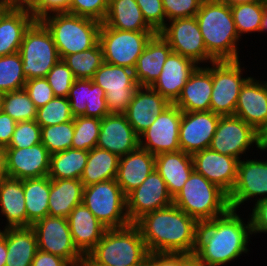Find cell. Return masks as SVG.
Returning <instances> with one entry per match:
<instances>
[{
  "mask_svg": "<svg viewBox=\"0 0 267 266\" xmlns=\"http://www.w3.org/2000/svg\"><path fill=\"white\" fill-rule=\"evenodd\" d=\"M237 210L229 209L214 219L200 222L193 256L208 266H222L250 250V216L244 222Z\"/></svg>",
  "mask_w": 267,
  "mask_h": 266,
  "instance_id": "6da1fadb",
  "label": "cell"
},
{
  "mask_svg": "<svg viewBox=\"0 0 267 266\" xmlns=\"http://www.w3.org/2000/svg\"><path fill=\"white\" fill-rule=\"evenodd\" d=\"M134 224L149 253L195 252L200 223L173 204L145 214Z\"/></svg>",
  "mask_w": 267,
  "mask_h": 266,
  "instance_id": "7a4b0ae2",
  "label": "cell"
},
{
  "mask_svg": "<svg viewBox=\"0 0 267 266\" xmlns=\"http://www.w3.org/2000/svg\"><path fill=\"white\" fill-rule=\"evenodd\" d=\"M195 17L208 54L215 61L240 59L241 38L228 4L221 0H204Z\"/></svg>",
  "mask_w": 267,
  "mask_h": 266,
  "instance_id": "3957f363",
  "label": "cell"
},
{
  "mask_svg": "<svg viewBox=\"0 0 267 266\" xmlns=\"http://www.w3.org/2000/svg\"><path fill=\"white\" fill-rule=\"evenodd\" d=\"M148 254L139 229L131 223L107 229L85 256L84 266H144Z\"/></svg>",
  "mask_w": 267,
  "mask_h": 266,
  "instance_id": "277c9868",
  "label": "cell"
},
{
  "mask_svg": "<svg viewBox=\"0 0 267 266\" xmlns=\"http://www.w3.org/2000/svg\"><path fill=\"white\" fill-rule=\"evenodd\" d=\"M40 21L51 33L60 59L94 47L102 23L67 12L46 15Z\"/></svg>",
  "mask_w": 267,
  "mask_h": 266,
  "instance_id": "5b68a950",
  "label": "cell"
},
{
  "mask_svg": "<svg viewBox=\"0 0 267 266\" xmlns=\"http://www.w3.org/2000/svg\"><path fill=\"white\" fill-rule=\"evenodd\" d=\"M173 205L199 223L221 216L230 209L228 194L195 170L173 198Z\"/></svg>",
  "mask_w": 267,
  "mask_h": 266,
  "instance_id": "8992f818",
  "label": "cell"
},
{
  "mask_svg": "<svg viewBox=\"0 0 267 266\" xmlns=\"http://www.w3.org/2000/svg\"><path fill=\"white\" fill-rule=\"evenodd\" d=\"M19 53L26 80L46 77L60 60L53 37L40 20L25 31Z\"/></svg>",
  "mask_w": 267,
  "mask_h": 266,
  "instance_id": "52a82bcc",
  "label": "cell"
},
{
  "mask_svg": "<svg viewBox=\"0 0 267 266\" xmlns=\"http://www.w3.org/2000/svg\"><path fill=\"white\" fill-rule=\"evenodd\" d=\"M82 203L107 229L131 224L126 210V196L116 179L85 186Z\"/></svg>",
  "mask_w": 267,
  "mask_h": 266,
  "instance_id": "ba28073f",
  "label": "cell"
},
{
  "mask_svg": "<svg viewBox=\"0 0 267 266\" xmlns=\"http://www.w3.org/2000/svg\"><path fill=\"white\" fill-rule=\"evenodd\" d=\"M155 31H123L102 23L99 42L103 49L104 62L134 69L138 57Z\"/></svg>",
  "mask_w": 267,
  "mask_h": 266,
  "instance_id": "9c48e42d",
  "label": "cell"
},
{
  "mask_svg": "<svg viewBox=\"0 0 267 266\" xmlns=\"http://www.w3.org/2000/svg\"><path fill=\"white\" fill-rule=\"evenodd\" d=\"M244 69L240 60L212 62L210 111L221 116L234 115L241 87L249 78L243 75Z\"/></svg>",
  "mask_w": 267,
  "mask_h": 266,
  "instance_id": "30bf717a",
  "label": "cell"
},
{
  "mask_svg": "<svg viewBox=\"0 0 267 266\" xmlns=\"http://www.w3.org/2000/svg\"><path fill=\"white\" fill-rule=\"evenodd\" d=\"M31 227L39 250L60 256L72 266H84L85 256L74 245L67 218L47 215Z\"/></svg>",
  "mask_w": 267,
  "mask_h": 266,
  "instance_id": "8fae6325",
  "label": "cell"
},
{
  "mask_svg": "<svg viewBox=\"0 0 267 266\" xmlns=\"http://www.w3.org/2000/svg\"><path fill=\"white\" fill-rule=\"evenodd\" d=\"M92 81L105 91L109 113L124 114L139 87L133 69L103 63Z\"/></svg>",
  "mask_w": 267,
  "mask_h": 266,
  "instance_id": "7c38bea8",
  "label": "cell"
},
{
  "mask_svg": "<svg viewBox=\"0 0 267 266\" xmlns=\"http://www.w3.org/2000/svg\"><path fill=\"white\" fill-rule=\"evenodd\" d=\"M159 33L172 52L188 57L198 65L215 62L208 54L195 16L170 20Z\"/></svg>",
  "mask_w": 267,
  "mask_h": 266,
  "instance_id": "4fadbf2b",
  "label": "cell"
},
{
  "mask_svg": "<svg viewBox=\"0 0 267 266\" xmlns=\"http://www.w3.org/2000/svg\"><path fill=\"white\" fill-rule=\"evenodd\" d=\"M254 197V204L267 199V160L241 159L236 184L228 195L230 209L239 210Z\"/></svg>",
  "mask_w": 267,
  "mask_h": 266,
  "instance_id": "5bb4252c",
  "label": "cell"
},
{
  "mask_svg": "<svg viewBox=\"0 0 267 266\" xmlns=\"http://www.w3.org/2000/svg\"><path fill=\"white\" fill-rule=\"evenodd\" d=\"M256 145L255 129L235 116H221L210 148L220 154L241 160V156ZM248 150V151H247Z\"/></svg>",
  "mask_w": 267,
  "mask_h": 266,
  "instance_id": "9a60e30c",
  "label": "cell"
},
{
  "mask_svg": "<svg viewBox=\"0 0 267 266\" xmlns=\"http://www.w3.org/2000/svg\"><path fill=\"white\" fill-rule=\"evenodd\" d=\"M181 118L182 110L175 104L169 105L139 136V147L153 155L181 150L179 146Z\"/></svg>",
  "mask_w": 267,
  "mask_h": 266,
  "instance_id": "2e32d148",
  "label": "cell"
},
{
  "mask_svg": "<svg viewBox=\"0 0 267 266\" xmlns=\"http://www.w3.org/2000/svg\"><path fill=\"white\" fill-rule=\"evenodd\" d=\"M173 198L166 183L154 169L139 187L126 196V210L130 223H135L147 213L169 207Z\"/></svg>",
  "mask_w": 267,
  "mask_h": 266,
  "instance_id": "e0dca14e",
  "label": "cell"
},
{
  "mask_svg": "<svg viewBox=\"0 0 267 266\" xmlns=\"http://www.w3.org/2000/svg\"><path fill=\"white\" fill-rule=\"evenodd\" d=\"M221 115L212 111L182 112L180 149L190 155L210 147Z\"/></svg>",
  "mask_w": 267,
  "mask_h": 266,
  "instance_id": "ac0fdd59",
  "label": "cell"
},
{
  "mask_svg": "<svg viewBox=\"0 0 267 266\" xmlns=\"http://www.w3.org/2000/svg\"><path fill=\"white\" fill-rule=\"evenodd\" d=\"M8 177L20 180L47 176L50 170V153L38 143L25 148H4Z\"/></svg>",
  "mask_w": 267,
  "mask_h": 266,
  "instance_id": "d6986e66",
  "label": "cell"
},
{
  "mask_svg": "<svg viewBox=\"0 0 267 266\" xmlns=\"http://www.w3.org/2000/svg\"><path fill=\"white\" fill-rule=\"evenodd\" d=\"M192 158L197 173L230 194L237 181L238 159L220 154L210 147L194 153Z\"/></svg>",
  "mask_w": 267,
  "mask_h": 266,
  "instance_id": "ffe728a7",
  "label": "cell"
},
{
  "mask_svg": "<svg viewBox=\"0 0 267 266\" xmlns=\"http://www.w3.org/2000/svg\"><path fill=\"white\" fill-rule=\"evenodd\" d=\"M96 147L121 157L139 147V136L127 121L125 114L109 113L101 119Z\"/></svg>",
  "mask_w": 267,
  "mask_h": 266,
  "instance_id": "44dd1931",
  "label": "cell"
},
{
  "mask_svg": "<svg viewBox=\"0 0 267 266\" xmlns=\"http://www.w3.org/2000/svg\"><path fill=\"white\" fill-rule=\"evenodd\" d=\"M169 105L171 103L150 86H139L124 114L140 136Z\"/></svg>",
  "mask_w": 267,
  "mask_h": 266,
  "instance_id": "7402d4cb",
  "label": "cell"
},
{
  "mask_svg": "<svg viewBox=\"0 0 267 266\" xmlns=\"http://www.w3.org/2000/svg\"><path fill=\"white\" fill-rule=\"evenodd\" d=\"M198 66L192 59L171 52L163 65L162 72L150 87L173 104Z\"/></svg>",
  "mask_w": 267,
  "mask_h": 266,
  "instance_id": "603a6c76",
  "label": "cell"
},
{
  "mask_svg": "<svg viewBox=\"0 0 267 266\" xmlns=\"http://www.w3.org/2000/svg\"><path fill=\"white\" fill-rule=\"evenodd\" d=\"M235 116L257 129L267 119V81L249 77L242 85Z\"/></svg>",
  "mask_w": 267,
  "mask_h": 266,
  "instance_id": "cb8c5ba5",
  "label": "cell"
},
{
  "mask_svg": "<svg viewBox=\"0 0 267 266\" xmlns=\"http://www.w3.org/2000/svg\"><path fill=\"white\" fill-rule=\"evenodd\" d=\"M211 66L199 65L191 74L181 90L178 99L173 103L182 112L210 111L212 83Z\"/></svg>",
  "mask_w": 267,
  "mask_h": 266,
  "instance_id": "d4e9b609",
  "label": "cell"
},
{
  "mask_svg": "<svg viewBox=\"0 0 267 266\" xmlns=\"http://www.w3.org/2000/svg\"><path fill=\"white\" fill-rule=\"evenodd\" d=\"M67 220L74 245L84 256L98 244L107 230L83 203L71 211Z\"/></svg>",
  "mask_w": 267,
  "mask_h": 266,
  "instance_id": "484cf974",
  "label": "cell"
},
{
  "mask_svg": "<svg viewBox=\"0 0 267 266\" xmlns=\"http://www.w3.org/2000/svg\"><path fill=\"white\" fill-rule=\"evenodd\" d=\"M155 169V155L138 147L119 158L116 181L125 196L141 185Z\"/></svg>",
  "mask_w": 267,
  "mask_h": 266,
  "instance_id": "4316f807",
  "label": "cell"
},
{
  "mask_svg": "<svg viewBox=\"0 0 267 266\" xmlns=\"http://www.w3.org/2000/svg\"><path fill=\"white\" fill-rule=\"evenodd\" d=\"M171 52L169 43L160 33L151 37L133 69L139 86H151L156 81Z\"/></svg>",
  "mask_w": 267,
  "mask_h": 266,
  "instance_id": "83f0119b",
  "label": "cell"
},
{
  "mask_svg": "<svg viewBox=\"0 0 267 266\" xmlns=\"http://www.w3.org/2000/svg\"><path fill=\"white\" fill-rule=\"evenodd\" d=\"M155 170L164 179L169 194L174 198L194 171L192 155L182 150L157 154Z\"/></svg>",
  "mask_w": 267,
  "mask_h": 266,
  "instance_id": "f1b7e54d",
  "label": "cell"
},
{
  "mask_svg": "<svg viewBox=\"0 0 267 266\" xmlns=\"http://www.w3.org/2000/svg\"><path fill=\"white\" fill-rule=\"evenodd\" d=\"M0 215L8 227H27L23 180L6 177L0 181Z\"/></svg>",
  "mask_w": 267,
  "mask_h": 266,
  "instance_id": "f546056e",
  "label": "cell"
},
{
  "mask_svg": "<svg viewBox=\"0 0 267 266\" xmlns=\"http://www.w3.org/2000/svg\"><path fill=\"white\" fill-rule=\"evenodd\" d=\"M84 185L80 179H50L48 215L67 218L83 201Z\"/></svg>",
  "mask_w": 267,
  "mask_h": 266,
  "instance_id": "4dcf8cb0",
  "label": "cell"
},
{
  "mask_svg": "<svg viewBox=\"0 0 267 266\" xmlns=\"http://www.w3.org/2000/svg\"><path fill=\"white\" fill-rule=\"evenodd\" d=\"M7 258L5 266H31L38 251L37 237L30 227L5 228Z\"/></svg>",
  "mask_w": 267,
  "mask_h": 266,
  "instance_id": "1f68e13d",
  "label": "cell"
},
{
  "mask_svg": "<svg viewBox=\"0 0 267 266\" xmlns=\"http://www.w3.org/2000/svg\"><path fill=\"white\" fill-rule=\"evenodd\" d=\"M35 21L26 11L6 9L0 16V57L19 52L25 31Z\"/></svg>",
  "mask_w": 267,
  "mask_h": 266,
  "instance_id": "d6a6232c",
  "label": "cell"
},
{
  "mask_svg": "<svg viewBox=\"0 0 267 266\" xmlns=\"http://www.w3.org/2000/svg\"><path fill=\"white\" fill-rule=\"evenodd\" d=\"M106 26L123 31H154L144 20L136 0H109Z\"/></svg>",
  "mask_w": 267,
  "mask_h": 266,
  "instance_id": "836d02e7",
  "label": "cell"
},
{
  "mask_svg": "<svg viewBox=\"0 0 267 266\" xmlns=\"http://www.w3.org/2000/svg\"><path fill=\"white\" fill-rule=\"evenodd\" d=\"M119 156L108 150L95 147L89 151L84 171L80 177L84 187L116 179Z\"/></svg>",
  "mask_w": 267,
  "mask_h": 266,
  "instance_id": "e575fe53",
  "label": "cell"
},
{
  "mask_svg": "<svg viewBox=\"0 0 267 266\" xmlns=\"http://www.w3.org/2000/svg\"><path fill=\"white\" fill-rule=\"evenodd\" d=\"M23 190L27 212V227H30L37 220L48 215L50 178L23 179Z\"/></svg>",
  "mask_w": 267,
  "mask_h": 266,
  "instance_id": "d590c367",
  "label": "cell"
},
{
  "mask_svg": "<svg viewBox=\"0 0 267 266\" xmlns=\"http://www.w3.org/2000/svg\"><path fill=\"white\" fill-rule=\"evenodd\" d=\"M89 151L69 148L50 155V179H80Z\"/></svg>",
  "mask_w": 267,
  "mask_h": 266,
  "instance_id": "8d00e7d4",
  "label": "cell"
},
{
  "mask_svg": "<svg viewBox=\"0 0 267 266\" xmlns=\"http://www.w3.org/2000/svg\"><path fill=\"white\" fill-rule=\"evenodd\" d=\"M62 60L71 69L75 79H92L104 63L103 49L98 42L94 47L65 56Z\"/></svg>",
  "mask_w": 267,
  "mask_h": 266,
  "instance_id": "74e56055",
  "label": "cell"
},
{
  "mask_svg": "<svg viewBox=\"0 0 267 266\" xmlns=\"http://www.w3.org/2000/svg\"><path fill=\"white\" fill-rule=\"evenodd\" d=\"M265 2L257 1L230 6L235 28L240 38L246 33L260 32Z\"/></svg>",
  "mask_w": 267,
  "mask_h": 266,
  "instance_id": "f35d334b",
  "label": "cell"
},
{
  "mask_svg": "<svg viewBox=\"0 0 267 266\" xmlns=\"http://www.w3.org/2000/svg\"><path fill=\"white\" fill-rule=\"evenodd\" d=\"M19 52L0 57V92L8 93L24 89L26 76Z\"/></svg>",
  "mask_w": 267,
  "mask_h": 266,
  "instance_id": "ab89813d",
  "label": "cell"
},
{
  "mask_svg": "<svg viewBox=\"0 0 267 266\" xmlns=\"http://www.w3.org/2000/svg\"><path fill=\"white\" fill-rule=\"evenodd\" d=\"M3 112L16 122L36 120L37 108L25 89L4 93Z\"/></svg>",
  "mask_w": 267,
  "mask_h": 266,
  "instance_id": "60d3db41",
  "label": "cell"
},
{
  "mask_svg": "<svg viewBox=\"0 0 267 266\" xmlns=\"http://www.w3.org/2000/svg\"><path fill=\"white\" fill-rule=\"evenodd\" d=\"M101 127V119L76 116L74 117V136L72 148L90 151L97 145Z\"/></svg>",
  "mask_w": 267,
  "mask_h": 266,
  "instance_id": "b9f144b4",
  "label": "cell"
},
{
  "mask_svg": "<svg viewBox=\"0 0 267 266\" xmlns=\"http://www.w3.org/2000/svg\"><path fill=\"white\" fill-rule=\"evenodd\" d=\"M74 120L62 124L41 127V143L50 154L72 148Z\"/></svg>",
  "mask_w": 267,
  "mask_h": 266,
  "instance_id": "7bdbcfd3",
  "label": "cell"
},
{
  "mask_svg": "<svg viewBox=\"0 0 267 266\" xmlns=\"http://www.w3.org/2000/svg\"><path fill=\"white\" fill-rule=\"evenodd\" d=\"M71 120H74V116L66 97H54L46 105L37 108L35 121L41 127L62 124Z\"/></svg>",
  "mask_w": 267,
  "mask_h": 266,
  "instance_id": "ee69618b",
  "label": "cell"
},
{
  "mask_svg": "<svg viewBox=\"0 0 267 266\" xmlns=\"http://www.w3.org/2000/svg\"><path fill=\"white\" fill-rule=\"evenodd\" d=\"M45 78L51 86L55 97L67 98L69 90L75 81L71 69L61 59L47 73Z\"/></svg>",
  "mask_w": 267,
  "mask_h": 266,
  "instance_id": "f6af8a7d",
  "label": "cell"
},
{
  "mask_svg": "<svg viewBox=\"0 0 267 266\" xmlns=\"http://www.w3.org/2000/svg\"><path fill=\"white\" fill-rule=\"evenodd\" d=\"M41 143V126L35 121L17 122L11 141L6 148H25Z\"/></svg>",
  "mask_w": 267,
  "mask_h": 266,
  "instance_id": "bcb514c9",
  "label": "cell"
},
{
  "mask_svg": "<svg viewBox=\"0 0 267 266\" xmlns=\"http://www.w3.org/2000/svg\"><path fill=\"white\" fill-rule=\"evenodd\" d=\"M109 8V0H71L68 13L103 23Z\"/></svg>",
  "mask_w": 267,
  "mask_h": 266,
  "instance_id": "7dc6e473",
  "label": "cell"
},
{
  "mask_svg": "<svg viewBox=\"0 0 267 266\" xmlns=\"http://www.w3.org/2000/svg\"><path fill=\"white\" fill-rule=\"evenodd\" d=\"M204 0H162L166 20L196 16Z\"/></svg>",
  "mask_w": 267,
  "mask_h": 266,
  "instance_id": "c3c4849f",
  "label": "cell"
},
{
  "mask_svg": "<svg viewBox=\"0 0 267 266\" xmlns=\"http://www.w3.org/2000/svg\"><path fill=\"white\" fill-rule=\"evenodd\" d=\"M146 23L159 33L166 25L162 0H136Z\"/></svg>",
  "mask_w": 267,
  "mask_h": 266,
  "instance_id": "681fc988",
  "label": "cell"
},
{
  "mask_svg": "<svg viewBox=\"0 0 267 266\" xmlns=\"http://www.w3.org/2000/svg\"><path fill=\"white\" fill-rule=\"evenodd\" d=\"M91 79H75L69 90L67 99L70 102L71 112L74 117L82 116L87 108Z\"/></svg>",
  "mask_w": 267,
  "mask_h": 266,
  "instance_id": "f907efd6",
  "label": "cell"
},
{
  "mask_svg": "<svg viewBox=\"0 0 267 266\" xmlns=\"http://www.w3.org/2000/svg\"><path fill=\"white\" fill-rule=\"evenodd\" d=\"M86 106L87 108L82 116L102 119L109 114L105 99V91L95 84L92 79Z\"/></svg>",
  "mask_w": 267,
  "mask_h": 266,
  "instance_id": "816d5d0a",
  "label": "cell"
},
{
  "mask_svg": "<svg viewBox=\"0 0 267 266\" xmlns=\"http://www.w3.org/2000/svg\"><path fill=\"white\" fill-rule=\"evenodd\" d=\"M24 89L36 108L46 105L55 97L45 77L27 80Z\"/></svg>",
  "mask_w": 267,
  "mask_h": 266,
  "instance_id": "f5cc1de1",
  "label": "cell"
},
{
  "mask_svg": "<svg viewBox=\"0 0 267 266\" xmlns=\"http://www.w3.org/2000/svg\"><path fill=\"white\" fill-rule=\"evenodd\" d=\"M192 257L189 253H149L144 266H185Z\"/></svg>",
  "mask_w": 267,
  "mask_h": 266,
  "instance_id": "db71d44e",
  "label": "cell"
},
{
  "mask_svg": "<svg viewBox=\"0 0 267 266\" xmlns=\"http://www.w3.org/2000/svg\"><path fill=\"white\" fill-rule=\"evenodd\" d=\"M254 206V207H253ZM252 206L250 213L252 235L267 233V199Z\"/></svg>",
  "mask_w": 267,
  "mask_h": 266,
  "instance_id": "11a10c76",
  "label": "cell"
},
{
  "mask_svg": "<svg viewBox=\"0 0 267 266\" xmlns=\"http://www.w3.org/2000/svg\"><path fill=\"white\" fill-rule=\"evenodd\" d=\"M7 9L26 11L34 15L35 20L42 19V0H2Z\"/></svg>",
  "mask_w": 267,
  "mask_h": 266,
  "instance_id": "9f6ffc18",
  "label": "cell"
},
{
  "mask_svg": "<svg viewBox=\"0 0 267 266\" xmlns=\"http://www.w3.org/2000/svg\"><path fill=\"white\" fill-rule=\"evenodd\" d=\"M17 122L4 112L0 113V147L6 148L15 131Z\"/></svg>",
  "mask_w": 267,
  "mask_h": 266,
  "instance_id": "6f0895ef",
  "label": "cell"
},
{
  "mask_svg": "<svg viewBox=\"0 0 267 266\" xmlns=\"http://www.w3.org/2000/svg\"><path fill=\"white\" fill-rule=\"evenodd\" d=\"M31 266H72L64 258L39 250L34 256Z\"/></svg>",
  "mask_w": 267,
  "mask_h": 266,
  "instance_id": "680465c9",
  "label": "cell"
},
{
  "mask_svg": "<svg viewBox=\"0 0 267 266\" xmlns=\"http://www.w3.org/2000/svg\"><path fill=\"white\" fill-rule=\"evenodd\" d=\"M71 0H42V18L52 13L67 12Z\"/></svg>",
  "mask_w": 267,
  "mask_h": 266,
  "instance_id": "91938a15",
  "label": "cell"
},
{
  "mask_svg": "<svg viewBox=\"0 0 267 266\" xmlns=\"http://www.w3.org/2000/svg\"><path fill=\"white\" fill-rule=\"evenodd\" d=\"M256 132V148L257 150L267 151V119L257 128Z\"/></svg>",
  "mask_w": 267,
  "mask_h": 266,
  "instance_id": "94428289",
  "label": "cell"
},
{
  "mask_svg": "<svg viewBox=\"0 0 267 266\" xmlns=\"http://www.w3.org/2000/svg\"><path fill=\"white\" fill-rule=\"evenodd\" d=\"M7 256V246L5 239V228L0 229V266H5Z\"/></svg>",
  "mask_w": 267,
  "mask_h": 266,
  "instance_id": "6125c7cd",
  "label": "cell"
},
{
  "mask_svg": "<svg viewBox=\"0 0 267 266\" xmlns=\"http://www.w3.org/2000/svg\"><path fill=\"white\" fill-rule=\"evenodd\" d=\"M8 177L6 169V154L4 148L0 147V181Z\"/></svg>",
  "mask_w": 267,
  "mask_h": 266,
  "instance_id": "be15d7a7",
  "label": "cell"
},
{
  "mask_svg": "<svg viewBox=\"0 0 267 266\" xmlns=\"http://www.w3.org/2000/svg\"><path fill=\"white\" fill-rule=\"evenodd\" d=\"M260 32H262V33L267 32V0L265 2V10H264L263 18L261 21Z\"/></svg>",
  "mask_w": 267,
  "mask_h": 266,
  "instance_id": "e7e4bbea",
  "label": "cell"
},
{
  "mask_svg": "<svg viewBox=\"0 0 267 266\" xmlns=\"http://www.w3.org/2000/svg\"><path fill=\"white\" fill-rule=\"evenodd\" d=\"M228 4L229 6H233L240 3H250V2H257V1H266V0H221Z\"/></svg>",
  "mask_w": 267,
  "mask_h": 266,
  "instance_id": "03108f58",
  "label": "cell"
},
{
  "mask_svg": "<svg viewBox=\"0 0 267 266\" xmlns=\"http://www.w3.org/2000/svg\"><path fill=\"white\" fill-rule=\"evenodd\" d=\"M185 266H208L198 261L194 256L186 263Z\"/></svg>",
  "mask_w": 267,
  "mask_h": 266,
  "instance_id": "003e7915",
  "label": "cell"
},
{
  "mask_svg": "<svg viewBox=\"0 0 267 266\" xmlns=\"http://www.w3.org/2000/svg\"><path fill=\"white\" fill-rule=\"evenodd\" d=\"M7 9V6L5 5V3L1 0L0 1V16L1 14Z\"/></svg>",
  "mask_w": 267,
  "mask_h": 266,
  "instance_id": "a7ac6f4b",
  "label": "cell"
},
{
  "mask_svg": "<svg viewBox=\"0 0 267 266\" xmlns=\"http://www.w3.org/2000/svg\"><path fill=\"white\" fill-rule=\"evenodd\" d=\"M4 93L0 92V113L3 112Z\"/></svg>",
  "mask_w": 267,
  "mask_h": 266,
  "instance_id": "89a4df30",
  "label": "cell"
}]
</instances>
